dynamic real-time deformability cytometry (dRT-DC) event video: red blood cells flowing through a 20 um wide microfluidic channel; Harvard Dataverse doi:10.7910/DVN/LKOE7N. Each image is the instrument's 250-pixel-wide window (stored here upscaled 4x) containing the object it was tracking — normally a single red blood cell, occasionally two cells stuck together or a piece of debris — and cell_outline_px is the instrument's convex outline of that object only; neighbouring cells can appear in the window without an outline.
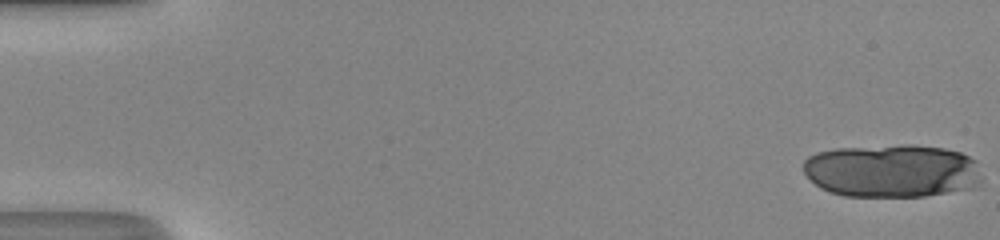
{"species": "human", "species_latin": "Homo sapiens", "temperature_condition": "room temperature", "stored_images_in_passage": 17, "camera_frame_rate_fps": 3000, "um_per_image_px": 0.085, "donor": {"sex": "male"}, "frame": {"image": 1, "passage_image": 1, "time_ms": 0.0, "image_size_px": [1000, 240], "cell_outline_px": [[980, 180], [972, 188], [924, 196], [844, 196], [820, 188], [804, 172], [804, 160], [808, 156], [816, 152], [836, 148], [900, 144], [912, 144], [944, 148], [960, 152], [976, 160]], "centroid_in_image_um": [75.8, 14.5], "position_along_channel_um": 9.2, "area_um2": 55.43}}